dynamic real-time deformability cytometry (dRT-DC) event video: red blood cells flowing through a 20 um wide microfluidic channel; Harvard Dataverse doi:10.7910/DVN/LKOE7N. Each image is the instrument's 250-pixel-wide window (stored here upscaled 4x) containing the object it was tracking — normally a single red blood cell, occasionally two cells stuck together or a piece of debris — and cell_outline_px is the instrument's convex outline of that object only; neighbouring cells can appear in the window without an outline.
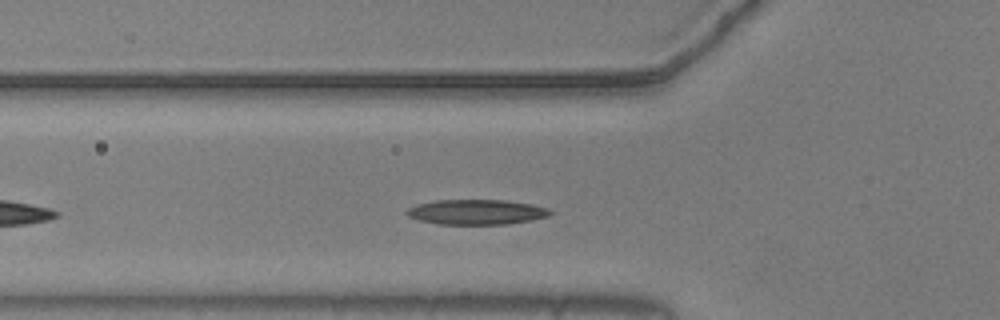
{"species": "common noctule bat (a hibernating species)", "species_latin": "Nyctalus noctula", "temperature_condition": "warm", "stored_images_in_passage": 35, "camera_frame_rate_fps": 3000, "um_per_image_px": 0.085, "animal": {"sex": "male", "body_mass_g": 20.5, "forearm_length_mm": 52.5}, "frame": {"image": 1, "passage_image": 8, "time_ms": 2.333, "image_size_px": [1000, 320], "cell_outline_px": [[556, 212], [548, 216], [508, 224], [440, 224], [420, 220], [408, 216], [404, 212], [408, 208], [416, 204], [436, 200], [504, 200], [532, 204], [548, 208]], "centroid_in_image_um": [40.5, 18.01], "position_along_channel_um": 85.3, "area_um2": 20.92}}
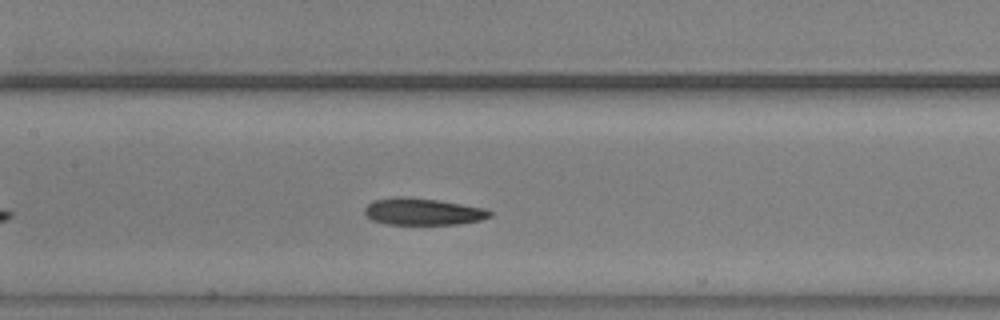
{"frame": {"image": 2, "passage_image": 15, "time_ms": 4.667, "image_size_px": [1000, 320], "cell_outline_px": [[492, 216], [480, 220], [460, 224], [388, 224], [372, 220], [364, 212], [364, 208], [372, 200], [392, 196], [408, 196], [436, 200], [484, 208], [492, 212]], "centroid_in_image_um": [35.91, 17.98], "position_along_channel_um": 171.5, "area_um2": 19.65}}
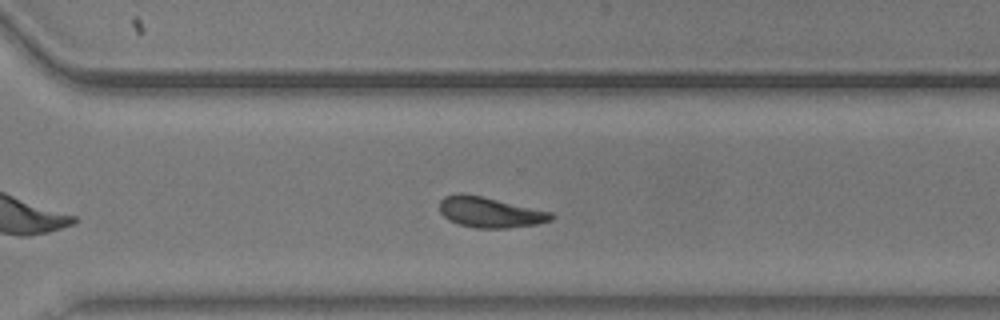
{"frame": {"image": 3, "passage_image": 28, "time_ms": 9.0, "image_size_px": [1000, 320], "cell_outline_px": [[556, 216], [552, 220], [540, 224], [508, 228], [476, 228], [460, 224], [448, 220], [440, 212], [440, 200], [444, 196], [460, 192], [480, 196], [552, 212]], "centroid_in_image_um": [41.66, 18.05], "position_along_channel_um": 328.9, "area_um2": 19.88}, "authors_computed_cell_mechanics": {"area_um2": 20.1144, "velocity_mm_per_s": 3.6538, "shape_relaxation_time_tau1_ms": 4.6641, "shape_relaxation_time_tau2_ms": 4.5846, "deformation_change_tau1": 0.1639, "deformation_change_tau2": 0.0978}}